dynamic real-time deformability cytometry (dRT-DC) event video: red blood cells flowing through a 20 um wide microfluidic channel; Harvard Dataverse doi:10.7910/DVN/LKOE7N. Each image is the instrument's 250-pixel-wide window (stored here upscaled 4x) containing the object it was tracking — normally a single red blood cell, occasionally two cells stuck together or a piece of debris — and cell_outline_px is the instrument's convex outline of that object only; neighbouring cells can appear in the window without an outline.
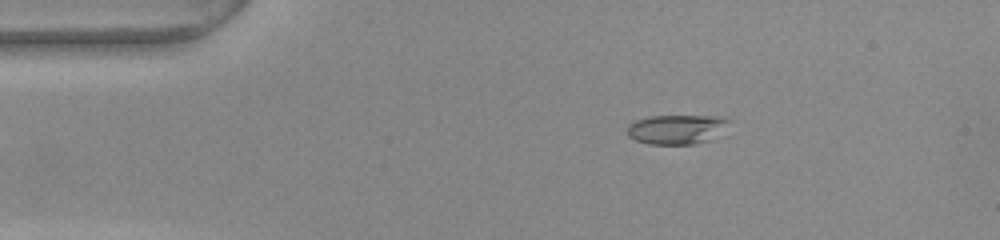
{"species": "common noctule bat (a hibernating species)", "species_latin": "Nyctalus noctula", "temperature_condition": "warm", "stored_images_in_passage": 45, "camera_frame_rate_fps": 3000, "um_per_image_px": 0.085, "animal": {"sex": "female", "body_mass_g": 22.0, "forearm_length_mm": 56.7}, "frame": {"image": 1, "passage_image": 1, "time_ms": 0.0, "image_size_px": [1000, 240], "cell_outline_px": [[732, 120], [712, 140], [696, 144], [648, 144], [636, 140], [628, 136], [628, 124], [632, 120], [652, 116], [720, 116]], "centroid_in_image_um": [57.51, 10.99], "position_along_channel_um": 27.5, "area_um2": 17.63}}
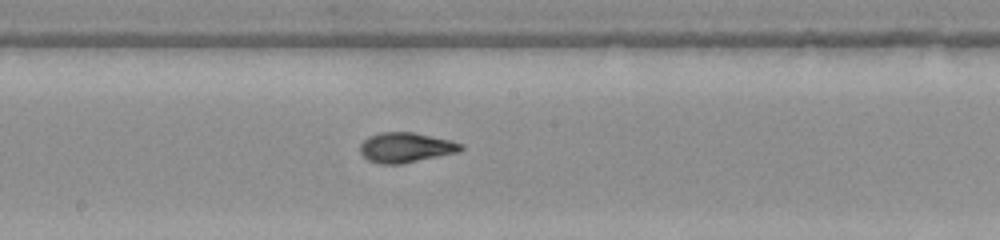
{"frame": {"image": 2, "passage_image": 20, "time_ms": 6.333, "image_size_px": [1000, 240], "cell_outline_px": [[464, 148], [456, 152], [400, 164], [380, 164], [368, 160], [360, 152], [360, 144], [368, 136], [380, 132], [412, 132], [452, 140], [464, 144]], "centroid_in_image_um": [34.47, 12.52], "position_along_channel_um": 213.7, "area_um2": 17.51}}
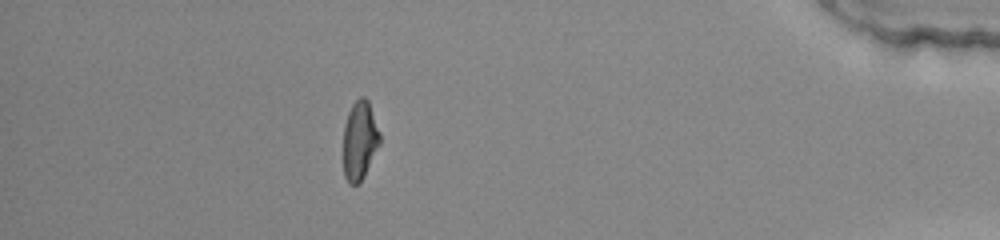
{"frame": {"image": 3, "passage_image": 39, "time_ms": 12.667, "image_size_px": [1000, 240], "cell_outline_px": [[380, 144], [364, 176], [356, 184], [348, 184], [344, 176], [344, 124], [348, 112], [352, 104], [360, 96], [364, 96], [368, 100], [380, 132]], "centroid_in_image_um": [30.58, 11.92], "position_along_channel_um": 404.6, "area_um2": 16.76}, "authors_computed_cell_mechanics": {"area_um2": 17.34, "velocity_mm_per_s": 3.8245, "shape_relaxation_time_tau1_ms": 5.6818, "shape_relaxation_time_tau2_ms": 0.735, "deformation_change_tau1": 0.2441, "deformation_change_tau2": 0.0522}}